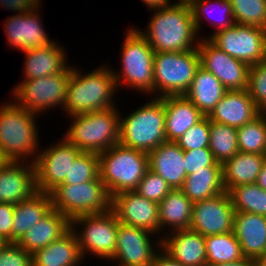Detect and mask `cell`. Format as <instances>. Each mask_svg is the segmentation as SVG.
Instances as JSON below:
<instances>
[{
    "instance_id": "cell-1",
    "label": "cell",
    "mask_w": 266,
    "mask_h": 266,
    "mask_svg": "<svg viewBox=\"0 0 266 266\" xmlns=\"http://www.w3.org/2000/svg\"><path fill=\"white\" fill-rule=\"evenodd\" d=\"M154 11L147 30L136 28L155 52H183L197 49L198 36L189 4L173 3ZM200 38V39H199Z\"/></svg>"
},
{
    "instance_id": "cell-2",
    "label": "cell",
    "mask_w": 266,
    "mask_h": 266,
    "mask_svg": "<svg viewBox=\"0 0 266 266\" xmlns=\"http://www.w3.org/2000/svg\"><path fill=\"white\" fill-rule=\"evenodd\" d=\"M72 66L67 98L62 110L65 116L106 110L116 106L115 94L119 90L112 67L101 65L92 72Z\"/></svg>"
},
{
    "instance_id": "cell-3",
    "label": "cell",
    "mask_w": 266,
    "mask_h": 266,
    "mask_svg": "<svg viewBox=\"0 0 266 266\" xmlns=\"http://www.w3.org/2000/svg\"><path fill=\"white\" fill-rule=\"evenodd\" d=\"M0 105V149L7 161L32 162L40 151L36 115L12 99ZM33 156V157H32ZM30 157L32 160H30Z\"/></svg>"
},
{
    "instance_id": "cell-4",
    "label": "cell",
    "mask_w": 266,
    "mask_h": 266,
    "mask_svg": "<svg viewBox=\"0 0 266 266\" xmlns=\"http://www.w3.org/2000/svg\"><path fill=\"white\" fill-rule=\"evenodd\" d=\"M166 141L163 97H151L125 117L120 112L119 144L122 146L149 153Z\"/></svg>"
},
{
    "instance_id": "cell-5",
    "label": "cell",
    "mask_w": 266,
    "mask_h": 266,
    "mask_svg": "<svg viewBox=\"0 0 266 266\" xmlns=\"http://www.w3.org/2000/svg\"><path fill=\"white\" fill-rule=\"evenodd\" d=\"M121 49V70L112 68L117 88L132 87L154 97V49L132 26L125 32ZM124 85V86H123Z\"/></svg>"
},
{
    "instance_id": "cell-6",
    "label": "cell",
    "mask_w": 266,
    "mask_h": 266,
    "mask_svg": "<svg viewBox=\"0 0 266 266\" xmlns=\"http://www.w3.org/2000/svg\"><path fill=\"white\" fill-rule=\"evenodd\" d=\"M120 111L106 110L70 116L64 138L82 152L101 153L119 143Z\"/></svg>"
},
{
    "instance_id": "cell-7",
    "label": "cell",
    "mask_w": 266,
    "mask_h": 266,
    "mask_svg": "<svg viewBox=\"0 0 266 266\" xmlns=\"http://www.w3.org/2000/svg\"><path fill=\"white\" fill-rule=\"evenodd\" d=\"M99 157V177L111 198L124 191H135L148 166V153L115 144Z\"/></svg>"
},
{
    "instance_id": "cell-8",
    "label": "cell",
    "mask_w": 266,
    "mask_h": 266,
    "mask_svg": "<svg viewBox=\"0 0 266 266\" xmlns=\"http://www.w3.org/2000/svg\"><path fill=\"white\" fill-rule=\"evenodd\" d=\"M199 67L198 49L154 52V97L184 95Z\"/></svg>"
},
{
    "instance_id": "cell-9",
    "label": "cell",
    "mask_w": 266,
    "mask_h": 266,
    "mask_svg": "<svg viewBox=\"0 0 266 266\" xmlns=\"http://www.w3.org/2000/svg\"><path fill=\"white\" fill-rule=\"evenodd\" d=\"M118 225V218L112 210L72 219L70 229L76 235L83 260L91 254L110 262L116 249Z\"/></svg>"
},
{
    "instance_id": "cell-10",
    "label": "cell",
    "mask_w": 266,
    "mask_h": 266,
    "mask_svg": "<svg viewBox=\"0 0 266 266\" xmlns=\"http://www.w3.org/2000/svg\"><path fill=\"white\" fill-rule=\"evenodd\" d=\"M50 195L52 208L70 221L78 216L111 210L112 198L100 177L76 185H58Z\"/></svg>"
},
{
    "instance_id": "cell-11",
    "label": "cell",
    "mask_w": 266,
    "mask_h": 266,
    "mask_svg": "<svg viewBox=\"0 0 266 266\" xmlns=\"http://www.w3.org/2000/svg\"><path fill=\"white\" fill-rule=\"evenodd\" d=\"M72 64L63 72L51 76L22 80L13 87L12 100L31 113L42 115L44 111L63 109L67 98Z\"/></svg>"
},
{
    "instance_id": "cell-12",
    "label": "cell",
    "mask_w": 266,
    "mask_h": 266,
    "mask_svg": "<svg viewBox=\"0 0 266 266\" xmlns=\"http://www.w3.org/2000/svg\"><path fill=\"white\" fill-rule=\"evenodd\" d=\"M219 49L249 66L266 59V30L261 27L235 23L228 29L209 34Z\"/></svg>"
},
{
    "instance_id": "cell-13",
    "label": "cell",
    "mask_w": 266,
    "mask_h": 266,
    "mask_svg": "<svg viewBox=\"0 0 266 266\" xmlns=\"http://www.w3.org/2000/svg\"><path fill=\"white\" fill-rule=\"evenodd\" d=\"M49 147H41L35 158L36 188L39 192L50 193L63 183L73 162L82 153L64 137Z\"/></svg>"
},
{
    "instance_id": "cell-14",
    "label": "cell",
    "mask_w": 266,
    "mask_h": 266,
    "mask_svg": "<svg viewBox=\"0 0 266 266\" xmlns=\"http://www.w3.org/2000/svg\"><path fill=\"white\" fill-rule=\"evenodd\" d=\"M154 236L157 235L142 228L119 223L116 249L110 261H118L116 266H151L161 250V238L153 240Z\"/></svg>"
},
{
    "instance_id": "cell-15",
    "label": "cell",
    "mask_w": 266,
    "mask_h": 266,
    "mask_svg": "<svg viewBox=\"0 0 266 266\" xmlns=\"http://www.w3.org/2000/svg\"><path fill=\"white\" fill-rule=\"evenodd\" d=\"M200 66L211 72L227 90L248 88L250 66L231 57L209 39L201 38L197 47Z\"/></svg>"
},
{
    "instance_id": "cell-16",
    "label": "cell",
    "mask_w": 266,
    "mask_h": 266,
    "mask_svg": "<svg viewBox=\"0 0 266 266\" xmlns=\"http://www.w3.org/2000/svg\"><path fill=\"white\" fill-rule=\"evenodd\" d=\"M235 210L229 192L193 202L190 230L202 236L233 231Z\"/></svg>"
},
{
    "instance_id": "cell-17",
    "label": "cell",
    "mask_w": 266,
    "mask_h": 266,
    "mask_svg": "<svg viewBox=\"0 0 266 266\" xmlns=\"http://www.w3.org/2000/svg\"><path fill=\"white\" fill-rule=\"evenodd\" d=\"M111 210L118 222L159 234L158 203L148 200L136 191H124L112 197Z\"/></svg>"
},
{
    "instance_id": "cell-18",
    "label": "cell",
    "mask_w": 266,
    "mask_h": 266,
    "mask_svg": "<svg viewBox=\"0 0 266 266\" xmlns=\"http://www.w3.org/2000/svg\"><path fill=\"white\" fill-rule=\"evenodd\" d=\"M40 8L41 5L28 13L7 17L4 22V30L10 48L24 52L47 46L54 41L53 39L50 40L48 33L45 32L46 27L40 19L39 13L41 12H38Z\"/></svg>"
},
{
    "instance_id": "cell-19",
    "label": "cell",
    "mask_w": 266,
    "mask_h": 266,
    "mask_svg": "<svg viewBox=\"0 0 266 266\" xmlns=\"http://www.w3.org/2000/svg\"><path fill=\"white\" fill-rule=\"evenodd\" d=\"M36 192L34 163L8 161L0 167V203L18 204Z\"/></svg>"
},
{
    "instance_id": "cell-20",
    "label": "cell",
    "mask_w": 266,
    "mask_h": 266,
    "mask_svg": "<svg viewBox=\"0 0 266 266\" xmlns=\"http://www.w3.org/2000/svg\"><path fill=\"white\" fill-rule=\"evenodd\" d=\"M161 249L184 266H207L205 237L190 229L166 233Z\"/></svg>"
},
{
    "instance_id": "cell-21",
    "label": "cell",
    "mask_w": 266,
    "mask_h": 266,
    "mask_svg": "<svg viewBox=\"0 0 266 266\" xmlns=\"http://www.w3.org/2000/svg\"><path fill=\"white\" fill-rule=\"evenodd\" d=\"M260 115V110L256 106L247 89L227 90L207 116L210 121L240 128L253 121Z\"/></svg>"
},
{
    "instance_id": "cell-22",
    "label": "cell",
    "mask_w": 266,
    "mask_h": 266,
    "mask_svg": "<svg viewBox=\"0 0 266 266\" xmlns=\"http://www.w3.org/2000/svg\"><path fill=\"white\" fill-rule=\"evenodd\" d=\"M148 166L160 175L172 189H180L187 176L184 151L173 141L161 143L148 153Z\"/></svg>"
},
{
    "instance_id": "cell-23",
    "label": "cell",
    "mask_w": 266,
    "mask_h": 266,
    "mask_svg": "<svg viewBox=\"0 0 266 266\" xmlns=\"http://www.w3.org/2000/svg\"><path fill=\"white\" fill-rule=\"evenodd\" d=\"M54 40L43 47L24 51L23 79L28 80L63 73L68 64L67 51Z\"/></svg>"
},
{
    "instance_id": "cell-24",
    "label": "cell",
    "mask_w": 266,
    "mask_h": 266,
    "mask_svg": "<svg viewBox=\"0 0 266 266\" xmlns=\"http://www.w3.org/2000/svg\"><path fill=\"white\" fill-rule=\"evenodd\" d=\"M233 233L245 258L266 255V217L246 212H235Z\"/></svg>"
},
{
    "instance_id": "cell-25",
    "label": "cell",
    "mask_w": 266,
    "mask_h": 266,
    "mask_svg": "<svg viewBox=\"0 0 266 266\" xmlns=\"http://www.w3.org/2000/svg\"><path fill=\"white\" fill-rule=\"evenodd\" d=\"M167 141H177L205 115L184 95L163 97Z\"/></svg>"
},
{
    "instance_id": "cell-26",
    "label": "cell",
    "mask_w": 266,
    "mask_h": 266,
    "mask_svg": "<svg viewBox=\"0 0 266 266\" xmlns=\"http://www.w3.org/2000/svg\"><path fill=\"white\" fill-rule=\"evenodd\" d=\"M70 229V220L56 209H51L32 225L17 242L25 251L33 254L54 242Z\"/></svg>"
},
{
    "instance_id": "cell-27",
    "label": "cell",
    "mask_w": 266,
    "mask_h": 266,
    "mask_svg": "<svg viewBox=\"0 0 266 266\" xmlns=\"http://www.w3.org/2000/svg\"><path fill=\"white\" fill-rule=\"evenodd\" d=\"M158 208L160 238L166 233L190 228L193 202L181 189H172L166 197L158 203ZM167 228L170 229L168 230Z\"/></svg>"
},
{
    "instance_id": "cell-28",
    "label": "cell",
    "mask_w": 266,
    "mask_h": 266,
    "mask_svg": "<svg viewBox=\"0 0 266 266\" xmlns=\"http://www.w3.org/2000/svg\"><path fill=\"white\" fill-rule=\"evenodd\" d=\"M82 262L77 238L71 229L32 254V266H80Z\"/></svg>"
},
{
    "instance_id": "cell-29",
    "label": "cell",
    "mask_w": 266,
    "mask_h": 266,
    "mask_svg": "<svg viewBox=\"0 0 266 266\" xmlns=\"http://www.w3.org/2000/svg\"><path fill=\"white\" fill-rule=\"evenodd\" d=\"M266 155L238 152L222 164L223 185L233 187L256 183Z\"/></svg>"
},
{
    "instance_id": "cell-30",
    "label": "cell",
    "mask_w": 266,
    "mask_h": 266,
    "mask_svg": "<svg viewBox=\"0 0 266 266\" xmlns=\"http://www.w3.org/2000/svg\"><path fill=\"white\" fill-rule=\"evenodd\" d=\"M226 91L227 89L211 72L200 66L184 96L208 116Z\"/></svg>"
},
{
    "instance_id": "cell-31",
    "label": "cell",
    "mask_w": 266,
    "mask_h": 266,
    "mask_svg": "<svg viewBox=\"0 0 266 266\" xmlns=\"http://www.w3.org/2000/svg\"><path fill=\"white\" fill-rule=\"evenodd\" d=\"M52 209L50 193L36 192L28 200L15 204L12 225V243H17L32 227Z\"/></svg>"
},
{
    "instance_id": "cell-32",
    "label": "cell",
    "mask_w": 266,
    "mask_h": 266,
    "mask_svg": "<svg viewBox=\"0 0 266 266\" xmlns=\"http://www.w3.org/2000/svg\"><path fill=\"white\" fill-rule=\"evenodd\" d=\"M180 189L192 202L225 192L222 167H203L187 175Z\"/></svg>"
},
{
    "instance_id": "cell-33",
    "label": "cell",
    "mask_w": 266,
    "mask_h": 266,
    "mask_svg": "<svg viewBox=\"0 0 266 266\" xmlns=\"http://www.w3.org/2000/svg\"><path fill=\"white\" fill-rule=\"evenodd\" d=\"M214 5L216 10L214 9ZM190 7L198 34L202 30L201 25L204 22L203 20L211 21L209 24L216 28V30L214 28V33L228 29L236 23L229 0H194L190 4ZM213 11H217V13L215 14Z\"/></svg>"
},
{
    "instance_id": "cell-34",
    "label": "cell",
    "mask_w": 266,
    "mask_h": 266,
    "mask_svg": "<svg viewBox=\"0 0 266 266\" xmlns=\"http://www.w3.org/2000/svg\"><path fill=\"white\" fill-rule=\"evenodd\" d=\"M207 265L224 264L245 258L233 231L205 236Z\"/></svg>"
},
{
    "instance_id": "cell-35",
    "label": "cell",
    "mask_w": 266,
    "mask_h": 266,
    "mask_svg": "<svg viewBox=\"0 0 266 266\" xmlns=\"http://www.w3.org/2000/svg\"><path fill=\"white\" fill-rule=\"evenodd\" d=\"M235 212L266 217V190L256 183L233 187L229 191Z\"/></svg>"
},
{
    "instance_id": "cell-36",
    "label": "cell",
    "mask_w": 266,
    "mask_h": 266,
    "mask_svg": "<svg viewBox=\"0 0 266 266\" xmlns=\"http://www.w3.org/2000/svg\"><path fill=\"white\" fill-rule=\"evenodd\" d=\"M209 149L220 164L232 158L239 152L237 128L210 121Z\"/></svg>"
},
{
    "instance_id": "cell-37",
    "label": "cell",
    "mask_w": 266,
    "mask_h": 266,
    "mask_svg": "<svg viewBox=\"0 0 266 266\" xmlns=\"http://www.w3.org/2000/svg\"><path fill=\"white\" fill-rule=\"evenodd\" d=\"M239 152L266 155V122L259 115L237 129Z\"/></svg>"
},
{
    "instance_id": "cell-38",
    "label": "cell",
    "mask_w": 266,
    "mask_h": 266,
    "mask_svg": "<svg viewBox=\"0 0 266 266\" xmlns=\"http://www.w3.org/2000/svg\"><path fill=\"white\" fill-rule=\"evenodd\" d=\"M237 24L266 30V0H229Z\"/></svg>"
},
{
    "instance_id": "cell-39",
    "label": "cell",
    "mask_w": 266,
    "mask_h": 266,
    "mask_svg": "<svg viewBox=\"0 0 266 266\" xmlns=\"http://www.w3.org/2000/svg\"><path fill=\"white\" fill-rule=\"evenodd\" d=\"M99 177L98 153L82 152L73 162L63 183L59 185H76Z\"/></svg>"
},
{
    "instance_id": "cell-40",
    "label": "cell",
    "mask_w": 266,
    "mask_h": 266,
    "mask_svg": "<svg viewBox=\"0 0 266 266\" xmlns=\"http://www.w3.org/2000/svg\"><path fill=\"white\" fill-rule=\"evenodd\" d=\"M175 142L183 151L195 150L202 147H209L210 119L205 116L196 125L190 127Z\"/></svg>"
},
{
    "instance_id": "cell-41",
    "label": "cell",
    "mask_w": 266,
    "mask_h": 266,
    "mask_svg": "<svg viewBox=\"0 0 266 266\" xmlns=\"http://www.w3.org/2000/svg\"><path fill=\"white\" fill-rule=\"evenodd\" d=\"M171 190L170 185L160 175L148 169L135 191L142 197L159 203Z\"/></svg>"
},
{
    "instance_id": "cell-42",
    "label": "cell",
    "mask_w": 266,
    "mask_h": 266,
    "mask_svg": "<svg viewBox=\"0 0 266 266\" xmlns=\"http://www.w3.org/2000/svg\"><path fill=\"white\" fill-rule=\"evenodd\" d=\"M247 90L261 110L266 105V59L250 66Z\"/></svg>"
},
{
    "instance_id": "cell-43",
    "label": "cell",
    "mask_w": 266,
    "mask_h": 266,
    "mask_svg": "<svg viewBox=\"0 0 266 266\" xmlns=\"http://www.w3.org/2000/svg\"><path fill=\"white\" fill-rule=\"evenodd\" d=\"M185 171L189 175L203 167H222L218 163L209 147L184 151Z\"/></svg>"
},
{
    "instance_id": "cell-44",
    "label": "cell",
    "mask_w": 266,
    "mask_h": 266,
    "mask_svg": "<svg viewBox=\"0 0 266 266\" xmlns=\"http://www.w3.org/2000/svg\"><path fill=\"white\" fill-rule=\"evenodd\" d=\"M0 266H32V254L17 243H6L0 249Z\"/></svg>"
},
{
    "instance_id": "cell-45",
    "label": "cell",
    "mask_w": 266,
    "mask_h": 266,
    "mask_svg": "<svg viewBox=\"0 0 266 266\" xmlns=\"http://www.w3.org/2000/svg\"><path fill=\"white\" fill-rule=\"evenodd\" d=\"M15 204L0 203V237L7 243H12V225Z\"/></svg>"
},
{
    "instance_id": "cell-46",
    "label": "cell",
    "mask_w": 266,
    "mask_h": 266,
    "mask_svg": "<svg viewBox=\"0 0 266 266\" xmlns=\"http://www.w3.org/2000/svg\"><path fill=\"white\" fill-rule=\"evenodd\" d=\"M42 0H0L1 8L4 10H12L16 14L28 13L39 7Z\"/></svg>"
},
{
    "instance_id": "cell-47",
    "label": "cell",
    "mask_w": 266,
    "mask_h": 266,
    "mask_svg": "<svg viewBox=\"0 0 266 266\" xmlns=\"http://www.w3.org/2000/svg\"><path fill=\"white\" fill-rule=\"evenodd\" d=\"M151 266H184L172 259L162 249L156 254Z\"/></svg>"
},
{
    "instance_id": "cell-48",
    "label": "cell",
    "mask_w": 266,
    "mask_h": 266,
    "mask_svg": "<svg viewBox=\"0 0 266 266\" xmlns=\"http://www.w3.org/2000/svg\"><path fill=\"white\" fill-rule=\"evenodd\" d=\"M140 1H142L144 5H146L147 8L150 10L167 7L173 4V2L171 3V0H140Z\"/></svg>"
},
{
    "instance_id": "cell-49",
    "label": "cell",
    "mask_w": 266,
    "mask_h": 266,
    "mask_svg": "<svg viewBox=\"0 0 266 266\" xmlns=\"http://www.w3.org/2000/svg\"><path fill=\"white\" fill-rule=\"evenodd\" d=\"M207 266H255V264H254V259L243 258L240 261L224 263V264L207 265Z\"/></svg>"
},
{
    "instance_id": "cell-50",
    "label": "cell",
    "mask_w": 266,
    "mask_h": 266,
    "mask_svg": "<svg viewBox=\"0 0 266 266\" xmlns=\"http://www.w3.org/2000/svg\"><path fill=\"white\" fill-rule=\"evenodd\" d=\"M256 184L260 186L262 189L266 190V160L257 177Z\"/></svg>"
},
{
    "instance_id": "cell-51",
    "label": "cell",
    "mask_w": 266,
    "mask_h": 266,
    "mask_svg": "<svg viewBox=\"0 0 266 266\" xmlns=\"http://www.w3.org/2000/svg\"><path fill=\"white\" fill-rule=\"evenodd\" d=\"M255 266H266V255L254 259Z\"/></svg>"
},
{
    "instance_id": "cell-52",
    "label": "cell",
    "mask_w": 266,
    "mask_h": 266,
    "mask_svg": "<svg viewBox=\"0 0 266 266\" xmlns=\"http://www.w3.org/2000/svg\"><path fill=\"white\" fill-rule=\"evenodd\" d=\"M7 162V159L3 156L2 151L0 149V167L4 166Z\"/></svg>"
},
{
    "instance_id": "cell-53",
    "label": "cell",
    "mask_w": 266,
    "mask_h": 266,
    "mask_svg": "<svg viewBox=\"0 0 266 266\" xmlns=\"http://www.w3.org/2000/svg\"><path fill=\"white\" fill-rule=\"evenodd\" d=\"M194 0H176L174 3H179V4H191Z\"/></svg>"
},
{
    "instance_id": "cell-54",
    "label": "cell",
    "mask_w": 266,
    "mask_h": 266,
    "mask_svg": "<svg viewBox=\"0 0 266 266\" xmlns=\"http://www.w3.org/2000/svg\"><path fill=\"white\" fill-rule=\"evenodd\" d=\"M260 115L264 118L266 122V105L260 110Z\"/></svg>"
},
{
    "instance_id": "cell-55",
    "label": "cell",
    "mask_w": 266,
    "mask_h": 266,
    "mask_svg": "<svg viewBox=\"0 0 266 266\" xmlns=\"http://www.w3.org/2000/svg\"><path fill=\"white\" fill-rule=\"evenodd\" d=\"M7 242L5 240H3L1 237H0V249L6 244Z\"/></svg>"
}]
</instances>
